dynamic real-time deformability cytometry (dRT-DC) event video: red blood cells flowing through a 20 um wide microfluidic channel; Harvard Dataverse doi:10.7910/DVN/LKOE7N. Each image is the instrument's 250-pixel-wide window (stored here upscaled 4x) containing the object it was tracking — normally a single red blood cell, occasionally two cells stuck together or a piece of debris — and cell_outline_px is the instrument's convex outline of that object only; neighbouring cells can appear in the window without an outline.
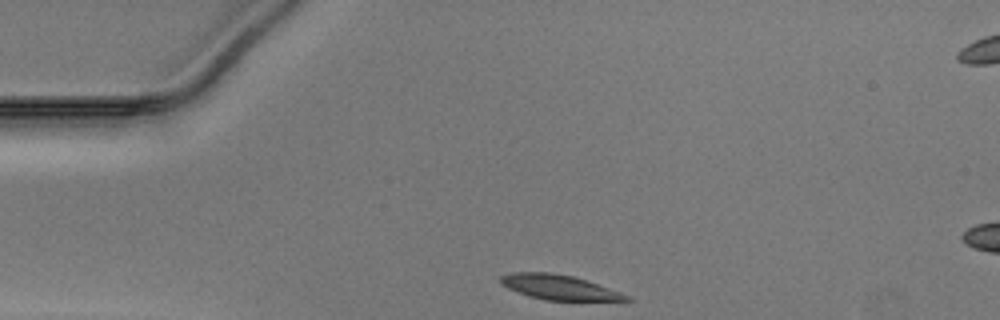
{"species": "Egyptian fruit bat (a non-hibernating species)", "species_latin": "Rousettus aegyptiacus", "temperature_condition": "warm", "stored_images_in_passage": 30, "camera_frame_rate_fps": 3000, "um_per_image_px": 0.085, "animal": {"sex": "male"}, "frame": {"image": 1, "passage_image": 1, "time_ms": 0.0, "image_size_px": [1000, 320], "cell_outline_px": [[632, 300], [544, 300], [528, 296], [508, 288], [500, 284], [500, 276], [512, 272], [548, 272], [572, 276], [632, 296]], "centroid_in_image_um": [47.47, 24.41], "position_along_channel_um": 37.5, "area_um2": 17.92}}
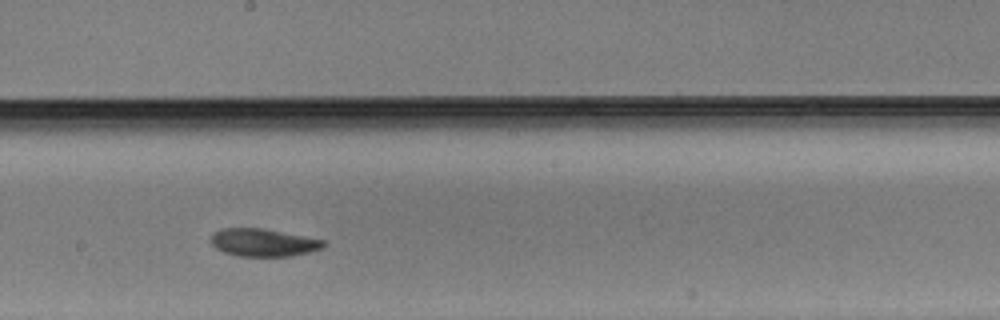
{"frame": {"image": 2, "passage_image": 18, "time_ms": 5.667, "image_size_px": [1000, 320], "cell_outline_px": [[328, 244], [320, 248], [308, 252], [292, 256], [240, 256], [224, 252], [216, 248], [212, 244], [212, 236], [220, 228], [264, 228], [324, 240]], "centroid_in_image_um": [22.4, 20.61], "position_along_channel_um": 225.8, "area_um2": 18.03}}
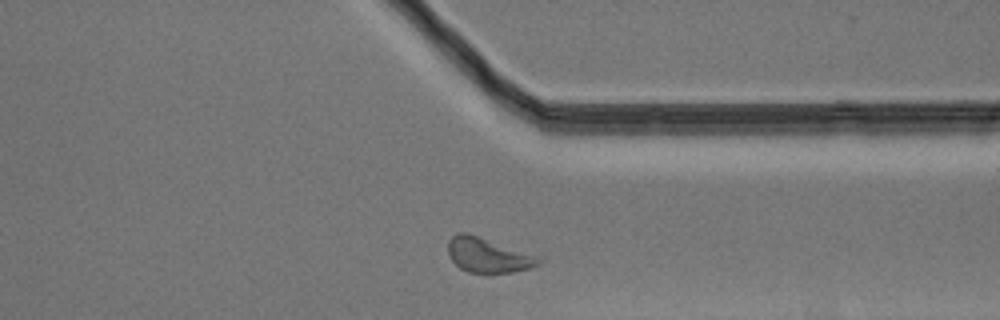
{"frame": {"image": 3, "passage_image": 29, "time_ms": 9.333, "image_size_px": [1000, 320], "cell_outline_px": [[544, 256], [540, 264], [532, 268], [512, 272], [468, 272], [460, 268], [448, 256], [448, 240], [456, 232], [468, 232]], "centroid_in_image_um": [41.55, 21.65], "position_along_channel_um": 369.9, "area_um2": 18.96}}